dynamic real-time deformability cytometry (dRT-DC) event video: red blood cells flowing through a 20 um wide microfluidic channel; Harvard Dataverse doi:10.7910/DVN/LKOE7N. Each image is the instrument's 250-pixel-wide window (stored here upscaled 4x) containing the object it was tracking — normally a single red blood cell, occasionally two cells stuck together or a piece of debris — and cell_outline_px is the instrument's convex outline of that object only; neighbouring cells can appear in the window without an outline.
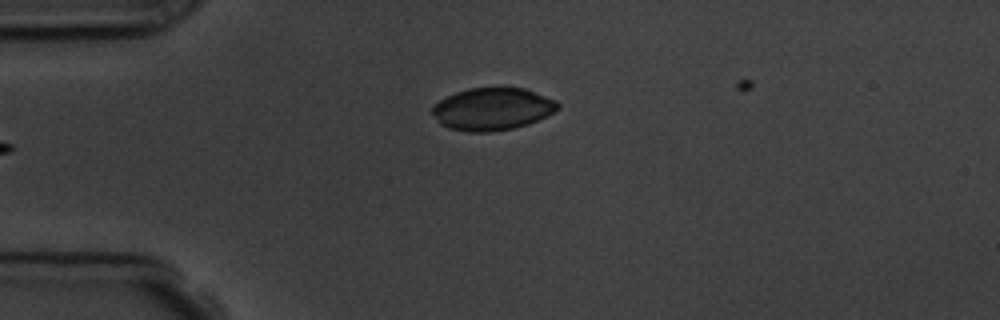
{"species": "common noctule bat (a hibernating species)", "species_latin": "Nyctalus noctula", "temperature_condition": "room temperature", "stored_images_in_passage": 4, "camera_frame_rate_fps": 3000, "um_per_image_px": 0.085, "animal": {"sex": "male", "body_mass_g": 19.5, "forearm_length_mm": 54.6}, "frame": {"image": 1, "passage_image": 4, "time_ms": 3.333, "image_size_px": [1000, 320], "cell_outline_px": [[560, 108], [548, 116], [528, 124], [512, 128], [492, 132], [468, 132], [448, 128], [440, 124], [432, 112], [432, 108], [440, 100], [456, 92], [468, 88], [524, 88], [556, 100], [560, 104]], "centroid_in_image_um": [41.88, 9.27], "position_along_channel_um": 43.1, "area_um2": 30.98}}